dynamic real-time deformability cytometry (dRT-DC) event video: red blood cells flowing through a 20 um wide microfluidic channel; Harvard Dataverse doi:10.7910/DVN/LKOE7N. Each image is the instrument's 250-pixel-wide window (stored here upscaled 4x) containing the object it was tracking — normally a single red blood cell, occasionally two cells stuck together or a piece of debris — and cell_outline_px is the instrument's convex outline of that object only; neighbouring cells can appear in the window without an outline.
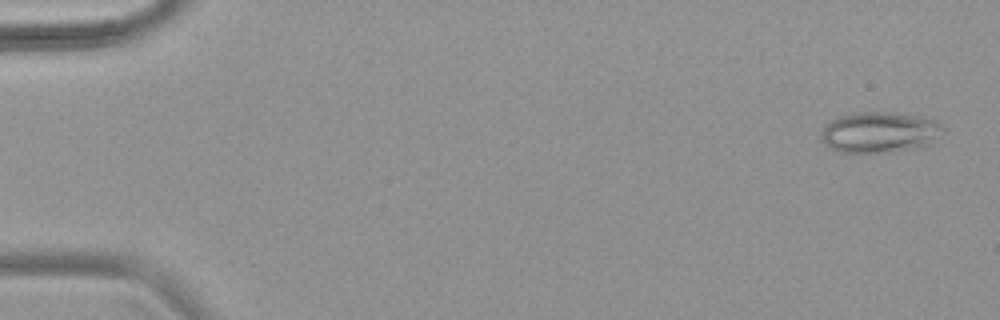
{"species": "common noctule bat (a hibernating species)", "species_latin": "Nyctalus noctula", "temperature_condition": "warm", "stored_images_in_passage": 53, "camera_frame_rate_fps": 3000, "um_per_image_px": 0.085, "animal": {"sex": "female", "body_mass_g": 18.4}, "frame": {"image": 1, "passage_image": 2, "time_ms": 0.333, "image_size_px": [1000, 320], "cell_outline_px": [[944, 132], [928, 144], [912, 148], [880, 152], [836, 152], [824, 144], [820, 136], [820, 132], [824, 124], [840, 116], [856, 112], [892, 112], [916, 116], [936, 120], [944, 128]], "centroid_in_image_um": [74.7, 11.23], "position_along_channel_um": 10.3, "area_um2": 28.84}}
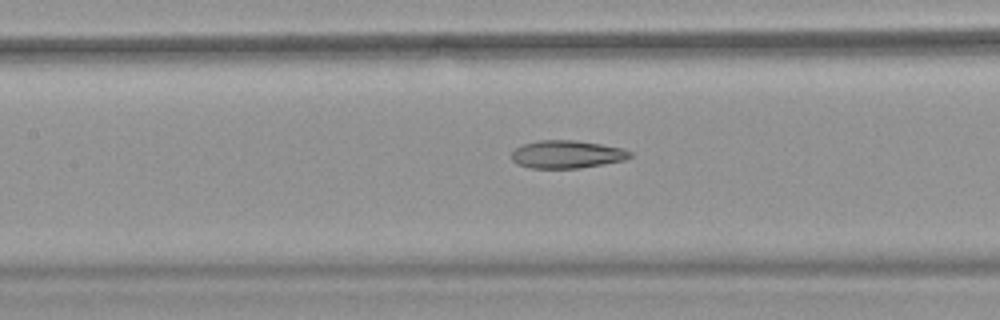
{"frame": {"image": 2, "passage_image": 25, "time_ms": 8.0, "image_size_px": [1000, 320], "cell_outline_px": [[632, 156], [624, 160], [604, 164], [580, 168], [532, 168], [516, 164], [512, 160], [512, 152], [516, 148], [524, 144], [536, 140], [576, 140], [624, 148], [632, 152]], "centroid_in_image_um": [48.2, 13.11], "position_along_channel_um": 159.2, "area_um2": 19.31}}
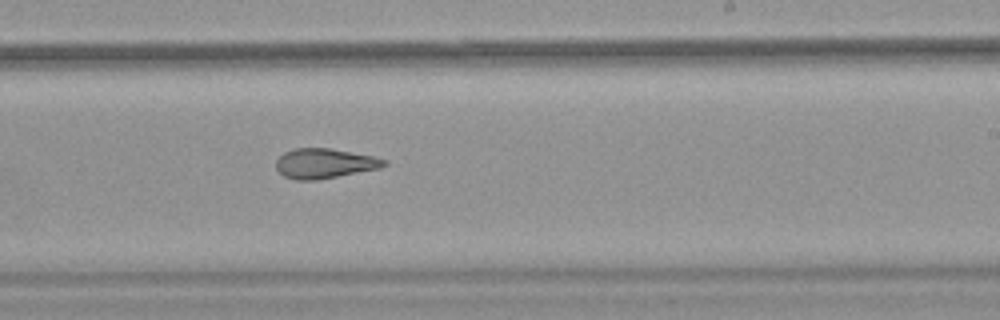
{"frame": {"image": 3, "passage_image": 33, "time_ms": 10.667, "image_size_px": [1000, 320], "cell_outline_px": [[388, 164], [380, 168], [316, 180], [296, 180], [284, 176], [276, 168], [276, 160], [284, 152], [296, 148], [328, 148], [372, 156], [388, 160]], "centroid_in_image_um": [27.58, 13.89], "position_along_channel_um": 261.4, "area_um2": 18.61}, "authors_computed_cell_mechanics": {"area_um2": 22.3686, "velocity_mm_per_s": 3.8508, "shape_relaxation_time_tau1_ms": null, "shape_relaxation_time_tau2_ms": 2.1233, "deformation_change_tau1": null, "deformation_change_tau2": 0.1009}}